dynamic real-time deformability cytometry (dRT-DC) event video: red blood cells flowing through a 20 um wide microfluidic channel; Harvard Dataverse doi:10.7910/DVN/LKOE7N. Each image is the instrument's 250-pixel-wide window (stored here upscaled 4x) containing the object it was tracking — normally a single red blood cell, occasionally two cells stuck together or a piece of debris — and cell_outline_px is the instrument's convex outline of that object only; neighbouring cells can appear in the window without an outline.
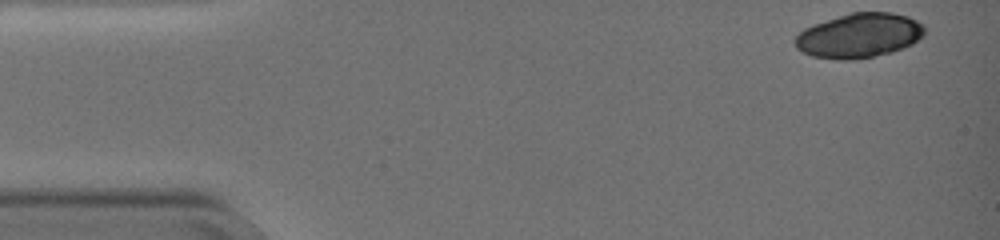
{"species": "common noctule bat (a hibernating species)", "species_latin": "Nyctalus noctula", "temperature_condition": "warm", "stored_images_in_passage": 5, "camera_frame_rate_fps": 3000, "um_per_image_px": 0.085, "animal": {"sex": "female", "body_mass_g": 19.0, "forearm_length_mm": 51.5}, "frame": {"image": 1, "passage_image": 1, "time_ms": 0.0, "image_size_px": [1000, 240], "cell_outline_px": [[924, 36], [912, 44], [892, 52], [856, 60], [840, 60], [812, 56], [796, 48], [792, 40], [804, 28], [812, 24], [852, 12], [892, 12], [908, 16], [924, 24]], "centroid_in_image_um": [73.02, 3.02], "position_along_channel_um": 12.0, "area_um2": 33.87}}